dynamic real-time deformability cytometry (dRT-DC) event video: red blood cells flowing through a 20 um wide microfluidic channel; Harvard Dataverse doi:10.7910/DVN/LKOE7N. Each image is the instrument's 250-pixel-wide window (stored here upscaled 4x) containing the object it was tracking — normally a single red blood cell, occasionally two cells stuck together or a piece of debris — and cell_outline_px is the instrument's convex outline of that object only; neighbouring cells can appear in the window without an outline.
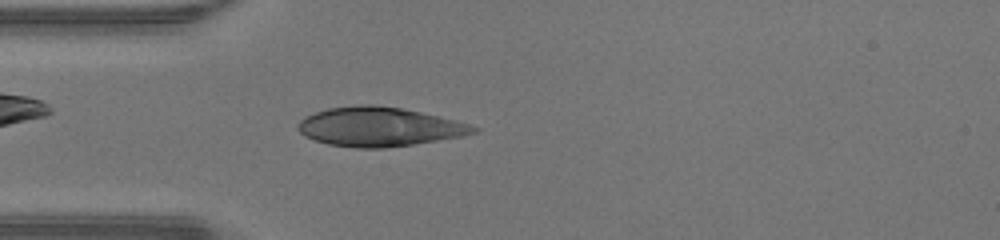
{"species": "human", "species_latin": "Homo sapiens", "temperature_condition": "warm", "stored_images_in_passage": 46, "camera_frame_rate_fps": 3000, "um_per_image_px": 0.085, "donor": {"sex": "male"}, "frame": {"image": 1, "passage_image": 12, "time_ms": 3.667, "image_size_px": [1000, 240], "cell_outline_px": [[480, 132], [464, 136], [412, 144], [384, 148], [356, 148], [328, 144], [312, 140], [304, 136], [296, 128], [296, 124], [304, 116], [328, 108], [356, 104], [372, 104], [400, 108], [420, 112], [468, 124], [480, 128]], "centroid_in_image_um": [32.18, 10.78], "position_along_channel_um": 52.8, "area_um2": 40.11}}
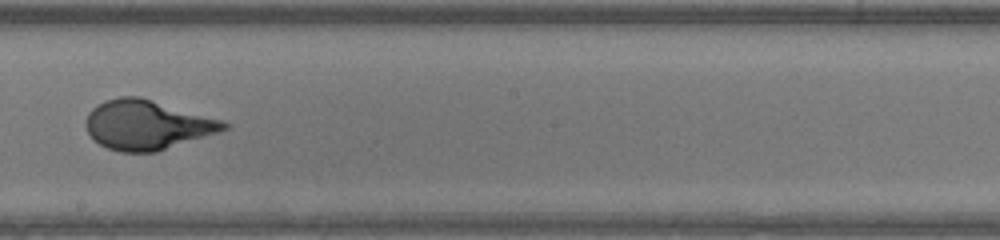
{"frame": {"image": 2, "passage_image": 25, "time_ms": 8.0, "image_size_px": [1000, 240], "cell_outline_px": [[232, 124], [228, 128], [220, 132], [156, 152], [120, 152], [108, 148], [100, 144], [88, 132], [84, 124], [88, 112], [92, 108], [104, 100], [120, 96], [140, 96], [224, 120]], "centroid_in_image_um": [12.53, 10.6], "position_along_channel_um": 235.7, "area_um2": 40.06}}
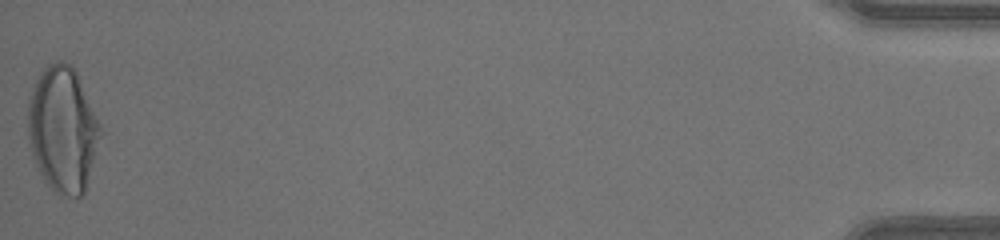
{"frame": {"image": 3, "passage_image": 46, "time_ms": 15.0, "image_size_px": [1000, 240], "cell_outline_px": [[104, 132], [84, 192], [80, 196], [60, 196], [44, 180], [32, 156], [28, 140], [28, 100], [32, 88], [40, 72], [48, 64], [56, 60], [60, 60], [68, 64], [76, 72]], "centroid_in_image_um": [5.34, 11.01], "position_along_channel_um": 429.9, "area_um2": 53.18}, "authors_computed_cell_mechanics": {"area_um2": 39.8242, "velocity_mm_per_s": 4.3271, "shape_relaxation_time_tau1_ms": 4.1982, "shape_relaxation_time_tau2_ms": null, "deformation_change_tau1": 0.2725, "deformation_change_tau2": null}}